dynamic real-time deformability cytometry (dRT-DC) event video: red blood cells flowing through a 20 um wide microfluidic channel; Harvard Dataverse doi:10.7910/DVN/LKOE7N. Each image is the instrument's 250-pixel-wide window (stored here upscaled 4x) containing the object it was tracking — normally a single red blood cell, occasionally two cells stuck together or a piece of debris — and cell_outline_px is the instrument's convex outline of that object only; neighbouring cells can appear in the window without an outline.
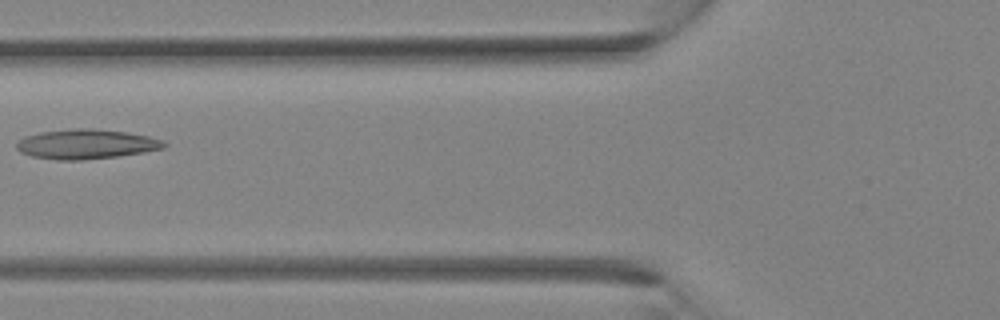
{"species": "Egyptian fruit bat (a non-hibernating species)", "species_latin": "Rousettus aegyptiacus", "temperature_condition": "room temperature", "stored_images_in_passage": 4, "camera_frame_rate_fps": 3000, "um_per_image_px": 0.085, "animal": {"sex": "female"}, "frame": {"image": 1, "passage_image": 4, "time_ms": 1.0, "image_size_px": [1000, 320], "cell_outline_px": [[168, 144], [164, 148], [144, 152], [116, 156], [80, 160], [56, 160], [32, 156], [20, 152], [16, 148], [16, 144], [24, 136], [40, 132], [72, 128], [92, 128], [124, 132], [148, 136], [164, 140]], "centroid_in_image_um": [7.32, 12.24], "position_along_channel_um": 118.5, "area_um2": 25.49}}